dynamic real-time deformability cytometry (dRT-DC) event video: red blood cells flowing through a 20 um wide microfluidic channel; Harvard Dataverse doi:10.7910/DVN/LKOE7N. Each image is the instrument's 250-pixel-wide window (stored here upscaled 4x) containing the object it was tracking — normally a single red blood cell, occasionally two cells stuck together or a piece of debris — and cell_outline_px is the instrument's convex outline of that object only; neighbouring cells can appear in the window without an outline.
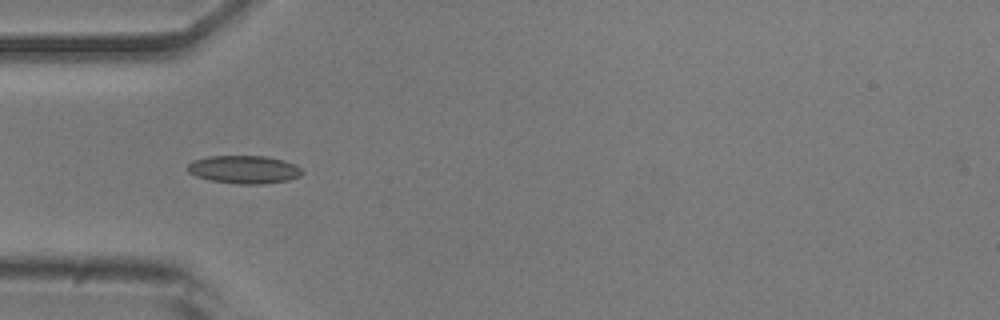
{"species": "common noctule bat (a hibernating species)", "species_latin": "Nyctalus noctula", "temperature_condition": "room temperature", "stored_images_in_passage": 28, "camera_frame_rate_fps": 3000, "um_per_image_px": 0.085, "animal": {"sex": "male", "body_mass_g": 20.5, "forearm_length_mm": 52.5}, "frame": {"image": 1, "passage_image": 5, "time_ms": 1.333, "image_size_px": [1000, 320], "cell_outline_px": [[304, 172], [300, 176], [288, 180], [264, 184], [240, 184], [212, 180], [196, 176], [188, 172], [188, 164], [192, 160], [208, 156], [264, 156], [284, 160], [296, 164]], "centroid_in_image_um": [20.77, 14.4], "position_along_channel_um": 64.2, "area_um2": 18.73}}